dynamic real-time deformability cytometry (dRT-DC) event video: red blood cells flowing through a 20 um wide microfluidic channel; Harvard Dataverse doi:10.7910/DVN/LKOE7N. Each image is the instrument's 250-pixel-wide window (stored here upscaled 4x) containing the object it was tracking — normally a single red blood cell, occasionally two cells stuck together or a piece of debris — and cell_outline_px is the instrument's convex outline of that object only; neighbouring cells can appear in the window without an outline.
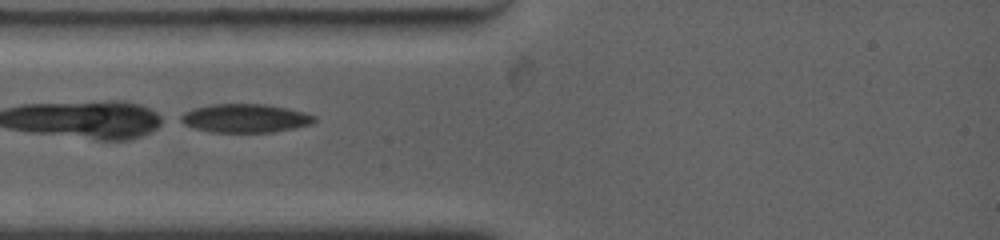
{"species": "common noctule bat (a hibernating species)", "species_latin": "Nyctalus noctula", "temperature_condition": "warm", "stored_images_in_passage": 2, "camera_frame_rate_fps": 4500, "um_per_image_px": 0.085, "animal": {"sex": "female", "body_mass_g": 19.0, "forearm_length_mm": 53.3}, "frame": {"image": 1, "passage_image": 1, "time_ms": 0.0, "image_size_px": [1000, 240], "cell_outline_px": [[316, 120], [308, 124], [292, 128], [272, 132], [212, 132], [196, 128], [184, 124], [176, 120], [176, 116], [184, 112], [196, 108], [212, 104], [264, 104], [304, 112], [316, 116]], "centroid_in_image_um": [20.76, 10.05], "position_along_channel_um": 64.2, "area_um2": 22.08}}
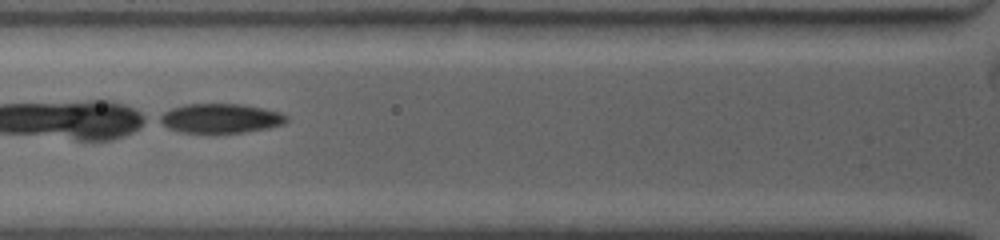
{"frame": {"image": 2, "passage_image": 2, "time_ms": 1.111, "image_size_px": [1000, 240], "cell_outline_px": [[288, 120], [280, 124], [264, 128], [240, 132], [184, 132], [168, 128], [156, 120], [156, 116], [172, 108], [188, 104], [240, 104], [260, 108], [276, 112], [288, 116]], "centroid_in_image_um": [18.64, 10.05], "position_along_channel_um": 107.2, "area_um2": 21.15}}